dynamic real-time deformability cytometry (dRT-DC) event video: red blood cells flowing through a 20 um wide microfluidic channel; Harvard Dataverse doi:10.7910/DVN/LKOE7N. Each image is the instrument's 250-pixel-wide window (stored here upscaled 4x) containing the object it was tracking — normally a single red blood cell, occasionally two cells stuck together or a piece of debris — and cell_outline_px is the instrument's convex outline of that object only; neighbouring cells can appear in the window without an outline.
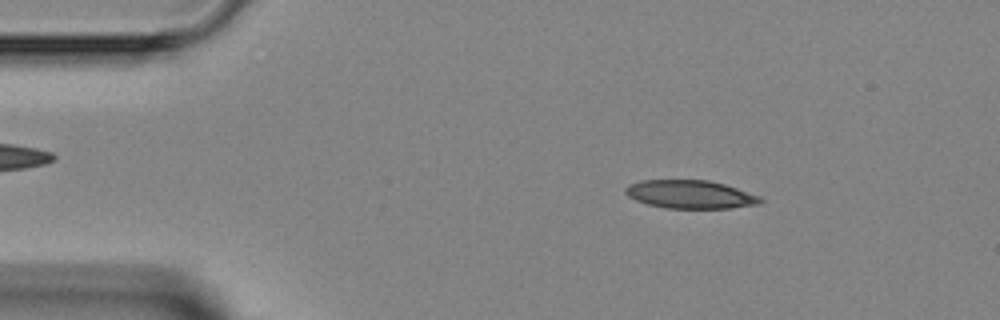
{"species": "Egyptian fruit bat (a non-hibernating species)", "species_latin": "Rousettus aegyptiacus", "temperature_condition": "room temperature", "stored_images_in_passage": 4, "camera_frame_rate_fps": 3000, "um_per_image_px": 0.085, "animal": {"sex": "female"}, "frame": {"image": 1, "passage_image": 2, "time_ms": 1.0, "image_size_px": [1000, 320], "cell_outline_px": [[764, 200], [760, 204], [732, 208], [664, 208], [648, 204], [636, 200], [628, 196], [624, 192], [624, 188], [628, 184], [640, 180], [708, 180], [724, 184], [760, 196]], "centroid_in_image_um": [58.66, 16.52], "position_along_channel_um": 26.3, "area_um2": 22.31}}
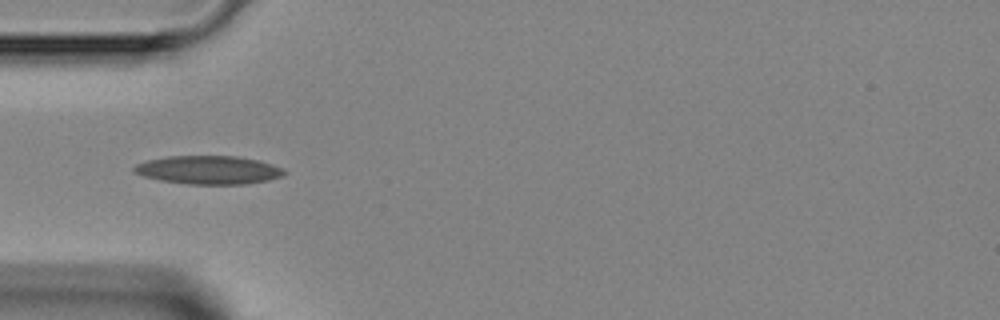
{"frame": {"image": 2, "passage_image": 4, "time_ms": 3.333, "image_size_px": [1000, 320], "cell_outline_px": [[288, 172], [284, 176], [268, 180], [244, 184], [188, 184], [160, 180], [144, 176], [132, 172], [132, 168], [136, 164], [148, 160], [168, 156], [236, 156], [260, 160], [284, 168]], "centroid_in_image_um": [17.76, 14.44], "position_along_channel_um": 67.2, "area_um2": 25.03}}